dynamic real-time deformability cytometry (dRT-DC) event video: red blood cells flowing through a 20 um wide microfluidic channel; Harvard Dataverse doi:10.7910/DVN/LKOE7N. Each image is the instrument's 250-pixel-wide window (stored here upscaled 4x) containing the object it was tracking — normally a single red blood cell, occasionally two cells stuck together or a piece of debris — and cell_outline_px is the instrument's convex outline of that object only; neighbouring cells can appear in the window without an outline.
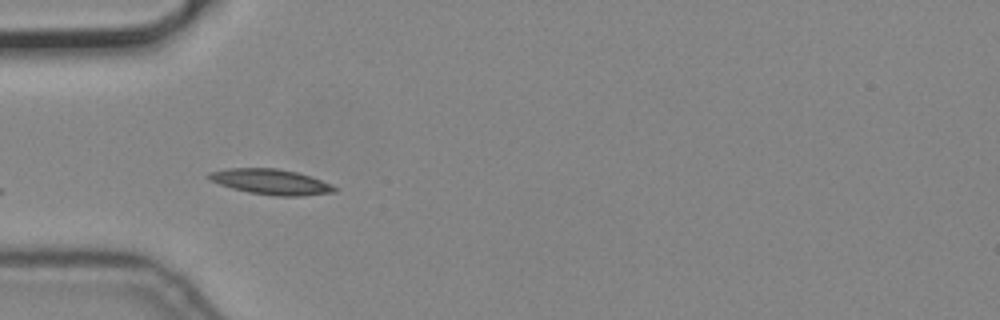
{"species": "common noctule bat (a hibernating species)", "species_latin": "Nyctalus noctula", "temperature_condition": "cold", "stored_images_in_passage": 4, "camera_frame_rate_fps": 3000, "um_per_image_px": 0.085, "animal": {"sex": "male", "body_mass_g": 19.2, "forearm_length_mm": 51.8}, "frame": {"image": 1, "passage_image": 1, "time_ms": 0.0, "image_size_px": [1000, 320], "cell_outline_px": [[336, 192], [300, 196], [276, 196], [248, 192], [232, 188], [220, 184], [212, 180], [208, 176], [208, 172], [228, 168], [276, 168], [296, 172], [332, 184], [336, 188]], "centroid_in_image_um": [23.03, 15.45], "position_along_channel_um": 62.0, "area_um2": 18.38}}
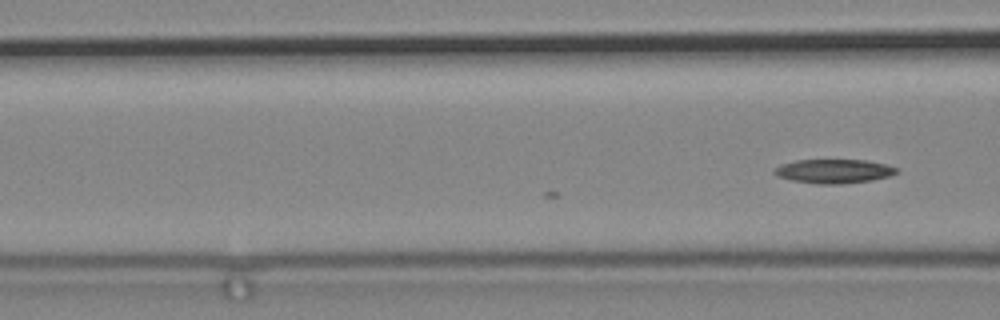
{"frame": {"image": 2, "passage_image": 4, "time_ms": 1.0, "image_size_px": [1000, 320], "cell_outline_px": [[900, 172], [888, 176], [872, 180], [840, 184], [816, 184], [792, 180], [776, 176], [772, 172], [780, 164], [796, 160], [864, 160], [884, 164], [900, 168]], "centroid_in_image_um": [70.87, 14.55], "position_along_channel_um": 95.7, "area_um2": 17.17}}